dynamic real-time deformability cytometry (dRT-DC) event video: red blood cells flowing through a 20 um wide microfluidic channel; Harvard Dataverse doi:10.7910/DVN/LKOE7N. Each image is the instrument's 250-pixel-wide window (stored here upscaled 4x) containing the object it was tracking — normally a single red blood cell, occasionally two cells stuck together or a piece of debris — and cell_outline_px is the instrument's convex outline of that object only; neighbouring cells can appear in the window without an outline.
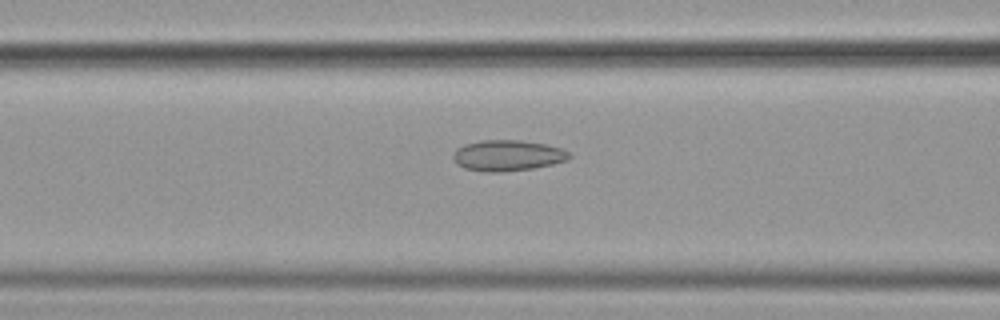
{"species": "common noctule bat (a hibernating species)", "species_latin": "Nyctalus noctula", "temperature_condition": "cold", "stored_images_in_passage": 39, "camera_frame_rate_fps": 3000, "um_per_image_px": 0.085, "animal": {"sex": "female", "body_mass_g": 19.9}, "frame": {"image": 1, "passage_image": 6, "time_ms": 1.667, "image_size_px": [1000, 320], "cell_outline_px": [[572, 156], [568, 160], [552, 164], [532, 168], [500, 172], [488, 172], [464, 168], [456, 164], [452, 156], [452, 152], [456, 148], [464, 144], [480, 140], [520, 140], [544, 144], [564, 148]], "centroid_in_image_um": [43.12, 13.21], "position_along_channel_um": 123.5, "area_um2": 21.04}}
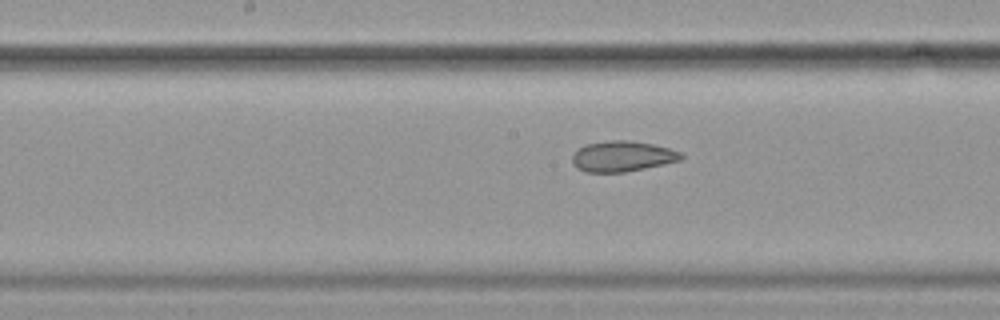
{"frame": {"image": 2, "passage_image": 12, "time_ms": 3.667, "image_size_px": [1000, 320], "cell_outline_px": [[684, 156], [680, 160], [664, 164], [624, 172], [584, 172], [576, 168], [572, 164], [572, 156], [576, 148], [584, 144], [612, 140], [628, 140], [652, 144], [668, 148], [680, 152]], "centroid_in_image_um": [52.83, 13.28], "position_along_channel_um": 195.4, "area_um2": 19.48}}
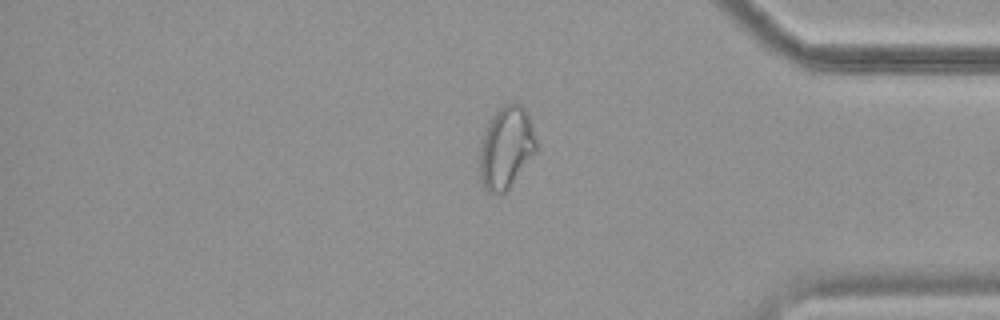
{"frame": {"image": 3, "passage_image": 30, "time_ms": 9.667, "image_size_px": [1000, 320], "cell_outline_px": [[540, 148], [508, 188], [500, 196], [488, 192], [484, 188], [480, 180], [480, 140], [484, 128], [488, 120], [504, 104], [512, 100], [520, 104], [528, 112]], "centroid_in_image_um": [43.03, 12.52], "position_along_channel_um": 392.2, "area_um2": 27.86}, "authors_computed_cell_mechanics": {"area_um2": 20.8658, "velocity_mm_per_s": 3.5925, "shape_relaxation_time_tau1_ms": null, "shape_relaxation_time_tau2_ms": 3.3206, "deformation_change_tau1": null, "deformation_change_tau2": 0.0808}}